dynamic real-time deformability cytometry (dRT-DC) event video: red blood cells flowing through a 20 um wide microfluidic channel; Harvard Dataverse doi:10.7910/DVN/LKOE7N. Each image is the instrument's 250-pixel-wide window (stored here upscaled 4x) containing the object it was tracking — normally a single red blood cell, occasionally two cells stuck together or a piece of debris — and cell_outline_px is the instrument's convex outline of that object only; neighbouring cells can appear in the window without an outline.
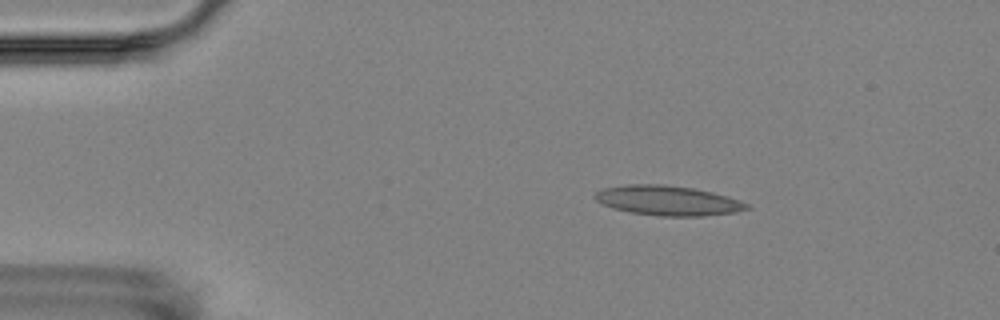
{"species": "Egyptian fruit bat (a non-hibernating species)", "species_latin": "Rousettus aegyptiacus", "temperature_condition": "room temperature", "stored_images_in_passage": 2, "camera_frame_rate_fps": 3000, "um_per_image_px": 0.085, "animal": {"sex": "female"}, "frame": {"image": 1, "passage_image": 1, "time_ms": 0.0, "image_size_px": [1000, 320], "cell_outline_px": [[752, 208], [736, 212], [700, 216], [660, 216], [632, 212], [612, 208], [596, 200], [592, 196], [596, 192], [604, 188], [624, 184], [664, 184], [692, 188], [712, 192], [728, 196], [752, 204]], "centroid_in_image_um": [56.8, 17.04], "position_along_channel_um": 28.2, "area_um2": 26.47}}